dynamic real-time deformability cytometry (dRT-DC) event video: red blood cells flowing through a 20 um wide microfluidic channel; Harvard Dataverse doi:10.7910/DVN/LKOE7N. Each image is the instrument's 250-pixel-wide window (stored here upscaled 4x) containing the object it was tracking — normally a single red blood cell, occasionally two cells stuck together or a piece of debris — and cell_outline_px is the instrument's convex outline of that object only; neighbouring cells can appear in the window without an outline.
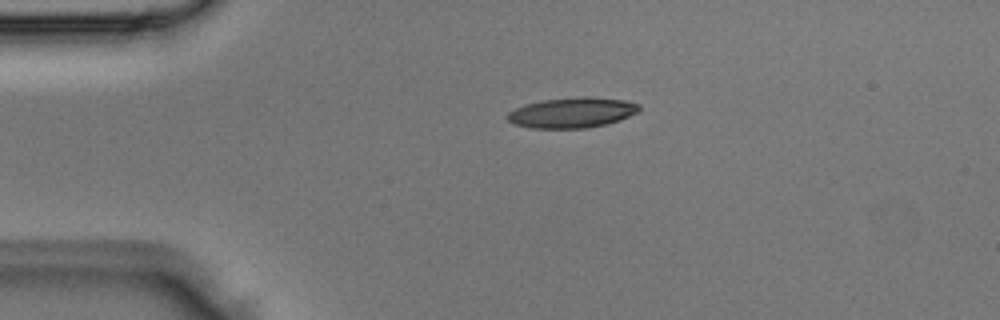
{"species": "Egyptian fruit bat (a non-hibernating species)", "species_latin": "Rousettus aegyptiacus", "temperature_condition": "room temperature", "stored_images_in_passage": 2, "camera_frame_rate_fps": 3000, "um_per_image_px": 0.085, "animal": {"sex": "male"}, "frame": {"image": 1, "passage_image": 1, "time_ms": 0.0, "image_size_px": [1000, 320], "cell_outline_px": [[640, 112], [620, 120], [588, 128], [532, 128], [516, 124], [508, 120], [508, 112], [524, 104], [544, 100], [584, 96], [588, 96], [624, 100], [640, 104]], "centroid_in_image_um": [48.67, 9.57], "position_along_channel_um": 36.3, "area_um2": 23.24}}